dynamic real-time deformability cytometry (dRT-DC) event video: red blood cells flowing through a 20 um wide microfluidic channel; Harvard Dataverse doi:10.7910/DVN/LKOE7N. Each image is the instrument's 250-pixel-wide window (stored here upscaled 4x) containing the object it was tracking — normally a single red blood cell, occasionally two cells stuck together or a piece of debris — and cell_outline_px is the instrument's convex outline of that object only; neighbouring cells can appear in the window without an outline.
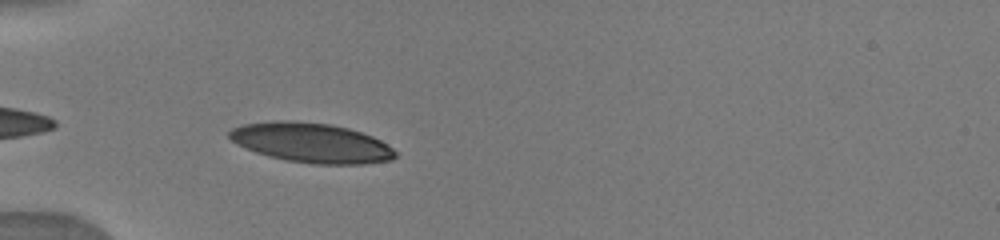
{"species": "human", "species_latin": "Homo sapiens", "temperature_condition": "warm", "stored_images_in_passage": 29, "camera_frame_rate_fps": 3000, "um_per_image_px": 0.085, "donor": {"sex": "male"}, "frame": {"image": 1, "passage_image": 9, "time_ms": 4.0, "image_size_px": [1000, 240], "cell_outline_px": [[396, 156], [392, 160], [364, 164], [316, 164], [284, 160], [268, 156], [256, 152], [236, 144], [228, 136], [228, 132], [232, 128], [240, 124], [272, 120], [292, 120], [328, 124], [348, 128], [372, 136], [388, 144], [396, 152]], "centroid_in_image_um": [26.44, 12.13], "position_along_channel_um": 58.6, "area_um2": 38.61}}
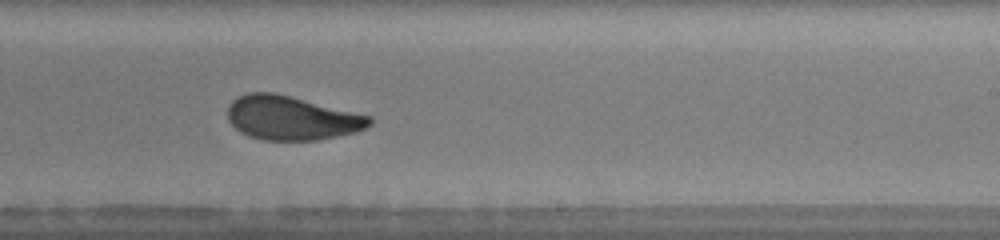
{"frame": {"image": 2, "passage_image": 19, "time_ms": 9.333, "image_size_px": [1000, 240], "cell_outline_px": [[372, 124], [368, 128], [356, 132], [316, 140], [264, 140], [248, 136], [240, 132], [228, 120], [228, 104], [236, 96], [248, 92], [276, 92], [372, 116]], "centroid_in_image_um": [24.78, 10.01], "position_along_channel_um": 264.2, "area_um2": 36.76}}
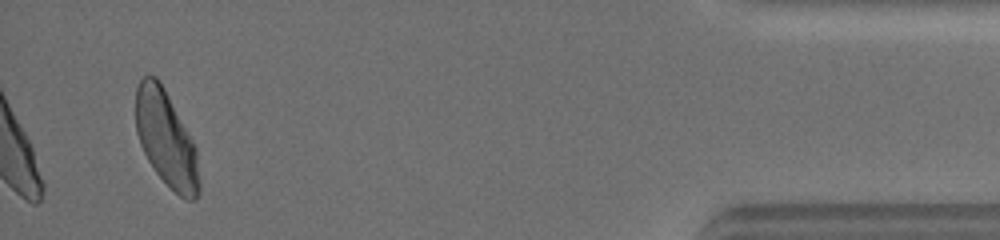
{"frame": {"image": 3, "passage_image": 29, "time_ms": 14.667, "image_size_px": [1000, 240], "cell_outline_px": [[200, 192], [196, 200], [184, 200], [156, 172], [148, 160], [140, 144], [136, 132], [136, 88], [140, 80], [144, 76], [156, 76], [160, 80], [188, 132], [196, 148], [200, 180]], "centroid_in_image_um": [14.13, 11.81], "position_along_channel_um": 421.1, "area_um2": 35.2}}